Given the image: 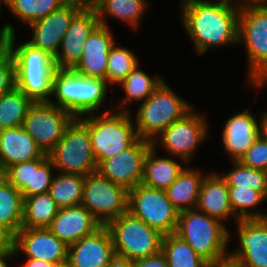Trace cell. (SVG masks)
<instances>
[{
    "label": "cell",
    "mask_w": 267,
    "mask_h": 267,
    "mask_svg": "<svg viewBox=\"0 0 267 267\" xmlns=\"http://www.w3.org/2000/svg\"><path fill=\"white\" fill-rule=\"evenodd\" d=\"M180 9L184 31L198 55L212 47L238 44L239 6L227 0H182Z\"/></svg>",
    "instance_id": "1"
},
{
    "label": "cell",
    "mask_w": 267,
    "mask_h": 267,
    "mask_svg": "<svg viewBox=\"0 0 267 267\" xmlns=\"http://www.w3.org/2000/svg\"><path fill=\"white\" fill-rule=\"evenodd\" d=\"M15 31L8 23L0 30V44L12 55L15 63V87L32 102H49L57 70L54 56L27 41L16 47Z\"/></svg>",
    "instance_id": "2"
},
{
    "label": "cell",
    "mask_w": 267,
    "mask_h": 267,
    "mask_svg": "<svg viewBox=\"0 0 267 267\" xmlns=\"http://www.w3.org/2000/svg\"><path fill=\"white\" fill-rule=\"evenodd\" d=\"M175 234L209 264L227 262V249L232 233L225 224L197 208L179 212Z\"/></svg>",
    "instance_id": "3"
},
{
    "label": "cell",
    "mask_w": 267,
    "mask_h": 267,
    "mask_svg": "<svg viewBox=\"0 0 267 267\" xmlns=\"http://www.w3.org/2000/svg\"><path fill=\"white\" fill-rule=\"evenodd\" d=\"M108 86L105 79L86 77L71 69H57L51 95L56 101L49 102L79 118L99 110L105 103Z\"/></svg>",
    "instance_id": "4"
},
{
    "label": "cell",
    "mask_w": 267,
    "mask_h": 267,
    "mask_svg": "<svg viewBox=\"0 0 267 267\" xmlns=\"http://www.w3.org/2000/svg\"><path fill=\"white\" fill-rule=\"evenodd\" d=\"M130 116L129 112L115 111L113 107L100 115L88 114L78 118L89 130L97 165L127 150L139 139L134 117Z\"/></svg>",
    "instance_id": "5"
},
{
    "label": "cell",
    "mask_w": 267,
    "mask_h": 267,
    "mask_svg": "<svg viewBox=\"0 0 267 267\" xmlns=\"http://www.w3.org/2000/svg\"><path fill=\"white\" fill-rule=\"evenodd\" d=\"M194 106L185 101L163 81L136 109L135 128L139 138L151 142Z\"/></svg>",
    "instance_id": "6"
},
{
    "label": "cell",
    "mask_w": 267,
    "mask_h": 267,
    "mask_svg": "<svg viewBox=\"0 0 267 267\" xmlns=\"http://www.w3.org/2000/svg\"><path fill=\"white\" fill-rule=\"evenodd\" d=\"M106 226L118 259L134 262L161 250L163 235L130 212L111 220Z\"/></svg>",
    "instance_id": "7"
},
{
    "label": "cell",
    "mask_w": 267,
    "mask_h": 267,
    "mask_svg": "<svg viewBox=\"0 0 267 267\" xmlns=\"http://www.w3.org/2000/svg\"><path fill=\"white\" fill-rule=\"evenodd\" d=\"M57 172L86 176L97 171L88 128L74 118L48 153Z\"/></svg>",
    "instance_id": "8"
},
{
    "label": "cell",
    "mask_w": 267,
    "mask_h": 267,
    "mask_svg": "<svg viewBox=\"0 0 267 267\" xmlns=\"http://www.w3.org/2000/svg\"><path fill=\"white\" fill-rule=\"evenodd\" d=\"M128 212L163 236L176 232L179 211L172 205L165 190L140 183L129 190Z\"/></svg>",
    "instance_id": "9"
},
{
    "label": "cell",
    "mask_w": 267,
    "mask_h": 267,
    "mask_svg": "<svg viewBox=\"0 0 267 267\" xmlns=\"http://www.w3.org/2000/svg\"><path fill=\"white\" fill-rule=\"evenodd\" d=\"M246 47L248 81L267 69V4L240 7L238 44Z\"/></svg>",
    "instance_id": "10"
},
{
    "label": "cell",
    "mask_w": 267,
    "mask_h": 267,
    "mask_svg": "<svg viewBox=\"0 0 267 267\" xmlns=\"http://www.w3.org/2000/svg\"><path fill=\"white\" fill-rule=\"evenodd\" d=\"M129 191L102 176L98 171L85 176L81 204L107 225L128 212Z\"/></svg>",
    "instance_id": "11"
},
{
    "label": "cell",
    "mask_w": 267,
    "mask_h": 267,
    "mask_svg": "<svg viewBox=\"0 0 267 267\" xmlns=\"http://www.w3.org/2000/svg\"><path fill=\"white\" fill-rule=\"evenodd\" d=\"M207 125L204 115L196 113L193 107L160 133L152 145L157 147V144H160L168 155L177 157L181 163L189 164L198 150L196 148L209 136Z\"/></svg>",
    "instance_id": "12"
},
{
    "label": "cell",
    "mask_w": 267,
    "mask_h": 267,
    "mask_svg": "<svg viewBox=\"0 0 267 267\" xmlns=\"http://www.w3.org/2000/svg\"><path fill=\"white\" fill-rule=\"evenodd\" d=\"M73 119L68 111L50 102H33L27 110L22 127L43 153L48 154Z\"/></svg>",
    "instance_id": "13"
},
{
    "label": "cell",
    "mask_w": 267,
    "mask_h": 267,
    "mask_svg": "<svg viewBox=\"0 0 267 267\" xmlns=\"http://www.w3.org/2000/svg\"><path fill=\"white\" fill-rule=\"evenodd\" d=\"M152 142L139 138L127 150L103 160L97 171L128 191L142 182L144 159Z\"/></svg>",
    "instance_id": "14"
},
{
    "label": "cell",
    "mask_w": 267,
    "mask_h": 267,
    "mask_svg": "<svg viewBox=\"0 0 267 267\" xmlns=\"http://www.w3.org/2000/svg\"><path fill=\"white\" fill-rule=\"evenodd\" d=\"M236 223L240 248L227 253V261L236 267H267V218Z\"/></svg>",
    "instance_id": "15"
},
{
    "label": "cell",
    "mask_w": 267,
    "mask_h": 267,
    "mask_svg": "<svg viewBox=\"0 0 267 267\" xmlns=\"http://www.w3.org/2000/svg\"><path fill=\"white\" fill-rule=\"evenodd\" d=\"M99 24L97 12L92 6H84L73 17L54 56L57 69L72 70L78 64L86 40Z\"/></svg>",
    "instance_id": "16"
},
{
    "label": "cell",
    "mask_w": 267,
    "mask_h": 267,
    "mask_svg": "<svg viewBox=\"0 0 267 267\" xmlns=\"http://www.w3.org/2000/svg\"><path fill=\"white\" fill-rule=\"evenodd\" d=\"M15 252L21 251L27 258L59 264L68 260V245L48 228L22 227L10 240Z\"/></svg>",
    "instance_id": "17"
},
{
    "label": "cell",
    "mask_w": 267,
    "mask_h": 267,
    "mask_svg": "<svg viewBox=\"0 0 267 267\" xmlns=\"http://www.w3.org/2000/svg\"><path fill=\"white\" fill-rule=\"evenodd\" d=\"M83 7L79 2L68 1L46 17L29 24L32 39L27 42L55 56L71 20Z\"/></svg>",
    "instance_id": "18"
},
{
    "label": "cell",
    "mask_w": 267,
    "mask_h": 267,
    "mask_svg": "<svg viewBox=\"0 0 267 267\" xmlns=\"http://www.w3.org/2000/svg\"><path fill=\"white\" fill-rule=\"evenodd\" d=\"M116 259L113 239L106 225L68 247L67 261L72 267H110Z\"/></svg>",
    "instance_id": "19"
},
{
    "label": "cell",
    "mask_w": 267,
    "mask_h": 267,
    "mask_svg": "<svg viewBox=\"0 0 267 267\" xmlns=\"http://www.w3.org/2000/svg\"><path fill=\"white\" fill-rule=\"evenodd\" d=\"M115 43L110 27L99 24L86 40L81 60L72 70L86 77L106 80L108 55Z\"/></svg>",
    "instance_id": "20"
},
{
    "label": "cell",
    "mask_w": 267,
    "mask_h": 267,
    "mask_svg": "<svg viewBox=\"0 0 267 267\" xmlns=\"http://www.w3.org/2000/svg\"><path fill=\"white\" fill-rule=\"evenodd\" d=\"M101 226L93 214L80 204L59 209L48 229L69 246Z\"/></svg>",
    "instance_id": "21"
},
{
    "label": "cell",
    "mask_w": 267,
    "mask_h": 267,
    "mask_svg": "<svg viewBox=\"0 0 267 267\" xmlns=\"http://www.w3.org/2000/svg\"><path fill=\"white\" fill-rule=\"evenodd\" d=\"M259 136V122L246 108L226 120L222 131L224 151L229 154L231 161H238L240 157L253 145Z\"/></svg>",
    "instance_id": "22"
},
{
    "label": "cell",
    "mask_w": 267,
    "mask_h": 267,
    "mask_svg": "<svg viewBox=\"0 0 267 267\" xmlns=\"http://www.w3.org/2000/svg\"><path fill=\"white\" fill-rule=\"evenodd\" d=\"M196 208L223 224L232 217L235 223L238 221L229 202L228 184L219 173L213 171L203 179Z\"/></svg>",
    "instance_id": "23"
},
{
    "label": "cell",
    "mask_w": 267,
    "mask_h": 267,
    "mask_svg": "<svg viewBox=\"0 0 267 267\" xmlns=\"http://www.w3.org/2000/svg\"><path fill=\"white\" fill-rule=\"evenodd\" d=\"M43 151L22 127L0 130V172L9 166L39 158Z\"/></svg>",
    "instance_id": "24"
},
{
    "label": "cell",
    "mask_w": 267,
    "mask_h": 267,
    "mask_svg": "<svg viewBox=\"0 0 267 267\" xmlns=\"http://www.w3.org/2000/svg\"><path fill=\"white\" fill-rule=\"evenodd\" d=\"M24 198L4 177L0 180V243L10 241L22 228Z\"/></svg>",
    "instance_id": "25"
},
{
    "label": "cell",
    "mask_w": 267,
    "mask_h": 267,
    "mask_svg": "<svg viewBox=\"0 0 267 267\" xmlns=\"http://www.w3.org/2000/svg\"><path fill=\"white\" fill-rule=\"evenodd\" d=\"M156 147L149 148L144 159L142 184L151 188L166 190L185 168L177 157L156 155Z\"/></svg>",
    "instance_id": "26"
},
{
    "label": "cell",
    "mask_w": 267,
    "mask_h": 267,
    "mask_svg": "<svg viewBox=\"0 0 267 267\" xmlns=\"http://www.w3.org/2000/svg\"><path fill=\"white\" fill-rule=\"evenodd\" d=\"M186 166L177 179L165 190L172 205L179 211L196 208L204 175Z\"/></svg>",
    "instance_id": "27"
},
{
    "label": "cell",
    "mask_w": 267,
    "mask_h": 267,
    "mask_svg": "<svg viewBox=\"0 0 267 267\" xmlns=\"http://www.w3.org/2000/svg\"><path fill=\"white\" fill-rule=\"evenodd\" d=\"M148 6L147 0H95L92 5L101 25L109 27L105 19L110 16L134 29L139 28L142 15Z\"/></svg>",
    "instance_id": "28"
},
{
    "label": "cell",
    "mask_w": 267,
    "mask_h": 267,
    "mask_svg": "<svg viewBox=\"0 0 267 267\" xmlns=\"http://www.w3.org/2000/svg\"><path fill=\"white\" fill-rule=\"evenodd\" d=\"M138 65L134 70H132L125 79L119 84L123 88L125 95L119 103L117 111L129 112L126 104L132 101L144 102L164 81L159 75L150 77ZM123 107V108H122Z\"/></svg>",
    "instance_id": "29"
},
{
    "label": "cell",
    "mask_w": 267,
    "mask_h": 267,
    "mask_svg": "<svg viewBox=\"0 0 267 267\" xmlns=\"http://www.w3.org/2000/svg\"><path fill=\"white\" fill-rule=\"evenodd\" d=\"M59 207L49 192L24 198L22 227L48 228Z\"/></svg>",
    "instance_id": "30"
},
{
    "label": "cell",
    "mask_w": 267,
    "mask_h": 267,
    "mask_svg": "<svg viewBox=\"0 0 267 267\" xmlns=\"http://www.w3.org/2000/svg\"><path fill=\"white\" fill-rule=\"evenodd\" d=\"M161 251L168 267H208L210 264L175 233L163 236Z\"/></svg>",
    "instance_id": "31"
},
{
    "label": "cell",
    "mask_w": 267,
    "mask_h": 267,
    "mask_svg": "<svg viewBox=\"0 0 267 267\" xmlns=\"http://www.w3.org/2000/svg\"><path fill=\"white\" fill-rule=\"evenodd\" d=\"M53 176L49 194L58 207L66 208L81 204L85 176L57 172Z\"/></svg>",
    "instance_id": "32"
},
{
    "label": "cell",
    "mask_w": 267,
    "mask_h": 267,
    "mask_svg": "<svg viewBox=\"0 0 267 267\" xmlns=\"http://www.w3.org/2000/svg\"><path fill=\"white\" fill-rule=\"evenodd\" d=\"M33 102L17 87L0 97V130L23 125Z\"/></svg>",
    "instance_id": "33"
},
{
    "label": "cell",
    "mask_w": 267,
    "mask_h": 267,
    "mask_svg": "<svg viewBox=\"0 0 267 267\" xmlns=\"http://www.w3.org/2000/svg\"><path fill=\"white\" fill-rule=\"evenodd\" d=\"M229 202L233 214L238 220L242 219H264L267 213L255 211V207L263 204L265 196L252 188L228 186ZM254 209V210H253Z\"/></svg>",
    "instance_id": "34"
},
{
    "label": "cell",
    "mask_w": 267,
    "mask_h": 267,
    "mask_svg": "<svg viewBox=\"0 0 267 267\" xmlns=\"http://www.w3.org/2000/svg\"><path fill=\"white\" fill-rule=\"evenodd\" d=\"M68 0H7L9 11L27 26L65 5Z\"/></svg>",
    "instance_id": "35"
},
{
    "label": "cell",
    "mask_w": 267,
    "mask_h": 267,
    "mask_svg": "<svg viewBox=\"0 0 267 267\" xmlns=\"http://www.w3.org/2000/svg\"><path fill=\"white\" fill-rule=\"evenodd\" d=\"M139 64L134 52L114 44L108 55L106 81L109 85L120 84Z\"/></svg>",
    "instance_id": "36"
},
{
    "label": "cell",
    "mask_w": 267,
    "mask_h": 267,
    "mask_svg": "<svg viewBox=\"0 0 267 267\" xmlns=\"http://www.w3.org/2000/svg\"><path fill=\"white\" fill-rule=\"evenodd\" d=\"M232 164L233 169L221 174L228 186L252 188L266 195L267 171L244 166L239 161H232Z\"/></svg>",
    "instance_id": "37"
},
{
    "label": "cell",
    "mask_w": 267,
    "mask_h": 267,
    "mask_svg": "<svg viewBox=\"0 0 267 267\" xmlns=\"http://www.w3.org/2000/svg\"><path fill=\"white\" fill-rule=\"evenodd\" d=\"M55 169L48 154L43 153L39 158L32 160L31 186H25L20 192L23 198L49 192Z\"/></svg>",
    "instance_id": "38"
},
{
    "label": "cell",
    "mask_w": 267,
    "mask_h": 267,
    "mask_svg": "<svg viewBox=\"0 0 267 267\" xmlns=\"http://www.w3.org/2000/svg\"><path fill=\"white\" fill-rule=\"evenodd\" d=\"M238 161L244 166L267 171V142L258 136Z\"/></svg>",
    "instance_id": "39"
},
{
    "label": "cell",
    "mask_w": 267,
    "mask_h": 267,
    "mask_svg": "<svg viewBox=\"0 0 267 267\" xmlns=\"http://www.w3.org/2000/svg\"><path fill=\"white\" fill-rule=\"evenodd\" d=\"M3 177L19 191L31 186L32 160L9 166L3 172Z\"/></svg>",
    "instance_id": "40"
},
{
    "label": "cell",
    "mask_w": 267,
    "mask_h": 267,
    "mask_svg": "<svg viewBox=\"0 0 267 267\" xmlns=\"http://www.w3.org/2000/svg\"><path fill=\"white\" fill-rule=\"evenodd\" d=\"M15 87V63L12 55L0 44V97Z\"/></svg>",
    "instance_id": "41"
},
{
    "label": "cell",
    "mask_w": 267,
    "mask_h": 267,
    "mask_svg": "<svg viewBox=\"0 0 267 267\" xmlns=\"http://www.w3.org/2000/svg\"><path fill=\"white\" fill-rule=\"evenodd\" d=\"M134 267H168L166 257L160 250L157 254L133 262Z\"/></svg>",
    "instance_id": "42"
},
{
    "label": "cell",
    "mask_w": 267,
    "mask_h": 267,
    "mask_svg": "<svg viewBox=\"0 0 267 267\" xmlns=\"http://www.w3.org/2000/svg\"><path fill=\"white\" fill-rule=\"evenodd\" d=\"M16 254L15 248L10 241L0 243V267H9L7 260L13 258Z\"/></svg>",
    "instance_id": "43"
},
{
    "label": "cell",
    "mask_w": 267,
    "mask_h": 267,
    "mask_svg": "<svg viewBox=\"0 0 267 267\" xmlns=\"http://www.w3.org/2000/svg\"><path fill=\"white\" fill-rule=\"evenodd\" d=\"M55 263L39 259L26 258L24 267H55Z\"/></svg>",
    "instance_id": "44"
},
{
    "label": "cell",
    "mask_w": 267,
    "mask_h": 267,
    "mask_svg": "<svg viewBox=\"0 0 267 267\" xmlns=\"http://www.w3.org/2000/svg\"><path fill=\"white\" fill-rule=\"evenodd\" d=\"M249 82V85L256 87L257 89L263 88L264 85L267 84V69L260 75L253 77L247 83Z\"/></svg>",
    "instance_id": "45"
},
{
    "label": "cell",
    "mask_w": 267,
    "mask_h": 267,
    "mask_svg": "<svg viewBox=\"0 0 267 267\" xmlns=\"http://www.w3.org/2000/svg\"><path fill=\"white\" fill-rule=\"evenodd\" d=\"M231 4L237 5L239 7L246 5H263L267 4V0H227Z\"/></svg>",
    "instance_id": "46"
},
{
    "label": "cell",
    "mask_w": 267,
    "mask_h": 267,
    "mask_svg": "<svg viewBox=\"0 0 267 267\" xmlns=\"http://www.w3.org/2000/svg\"><path fill=\"white\" fill-rule=\"evenodd\" d=\"M259 122V136L267 142V116L262 113Z\"/></svg>",
    "instance_id": "47"
},
{
    "label": "cell",
    "mask_w": 267,
    "mask_h": 267,
    "mask_svg": "<svg viewBox=\"0 0 267 267\" xmlns=\"http://www.w3.org/2000/svg\"><path fill=\"white\" fill-rule=\"evenodd\" d=\"M110 267H134L133 262L116 259Z\"/></svg>",
    "instance_id": "48"
},
{
    "label": "cell",
    "mask_w": 267,
    "mask_h": 267,
    "mask_svg": "<svg viewBox=\"0 0 267 267\" xmlns=\"http://www.w3.org/2000/svg\"><path fill=\"white\" fill-rule=\"evenodd\" d=\"M208 267H236L232 262H225L221 264H210Z\"/></svg>",
    "instance_id": "49"
},
{
    "label": "cell",
    "mask_w": 267,
    "mask_h": 267,
    "mask_svg": "<svg viewBox=\"0 0 267 267\" xmlns=\"http://www.w3.org/2000/svg\"><path fill=\"white\" fill-rule=\"evenodd\" d=\"M68 1H75L83 4L84 6H92L95 3V0H68Z\"/></svg>",
    "instance_id": "50"
},
{
    "label": "cell",
    "mask_w": 267,
    "mask_h": 267,
    "mask_svg": "<svg viewBox=\"0 0 267 267\" xmlns=\"http://www.w3.org/2000/svg\"><path fill=\"white\" fill-rule=\"evenodd\" d=\"M55 267H72L68 261L56 264Z\"/></svg>",
    "instance_id": "51"
},
{
    "label": "cell",
    "mask_w": 267,
    "mask_h": 267,
    "mask_svg": "<svg viewBox=\"0 0 267 267\" xmlns=\"http://www.w3.org/2000/svg\"><path fill=\"white\" fill-rule=\"evenodd\" d=\"M5 5V6H7V0H0V6L1 5ZM1 8V7H0ZM1 11V10H0Z\"/></svg>",
    "instance_id": "52"
},
{
    "label": "cell",
    "mask_w": 267,
    "mask_h": 267,
    "mask_svg": "<svg viewBox=\"0 0 267 267\" xmlns=\"http://www.w3.org/2000/svg\"><path fill=\"white\" fill-rule=\"evenodd\" d=\"M3 178V173L0 172V180Z\"/></svg>",
    "instance_id": "53"
}]
</instances>
